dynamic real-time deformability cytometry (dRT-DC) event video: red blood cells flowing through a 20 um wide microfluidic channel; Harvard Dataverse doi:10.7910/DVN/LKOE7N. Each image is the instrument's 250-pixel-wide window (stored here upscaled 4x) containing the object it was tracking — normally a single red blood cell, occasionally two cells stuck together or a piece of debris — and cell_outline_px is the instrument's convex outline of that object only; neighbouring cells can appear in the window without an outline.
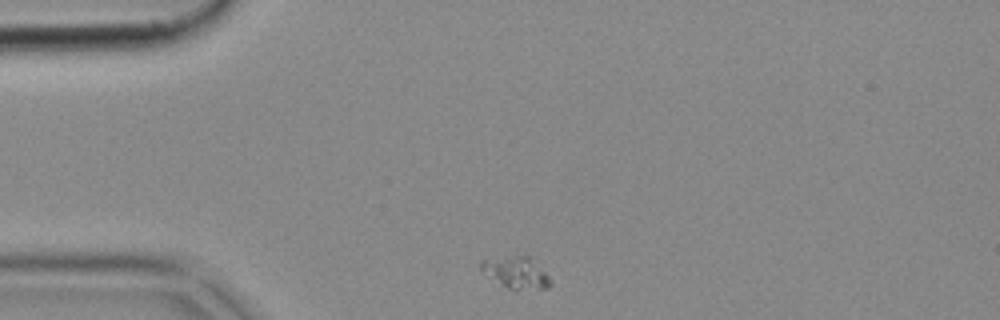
{"species": "common noctule bat (a hibernating species)", "species_latin": "Nyctalus noctula", "temperature_condition": "cold", "stored_images_in_passage": 34, "camera_frame_rate_fps": 3000, "um_per_image_px": 0.085, "animal": {"sex": "female", "body_mass_g": 18.4}, "frame": {"image": 1, "passage_image": 1, "time_ms": 0.0, "image_size_px": [1000, 320], "cell_outline_px": [[552, 284], [548, 288], [516, 292], [508, 288], [480, 268], [480, 264], [484, 260], [516, 256], [528, 256], [552, 280]], "centroid_in_image_um": [43.96, 23.23], "position_along_channel_um": 41.0, "area_um2": 12.43}}
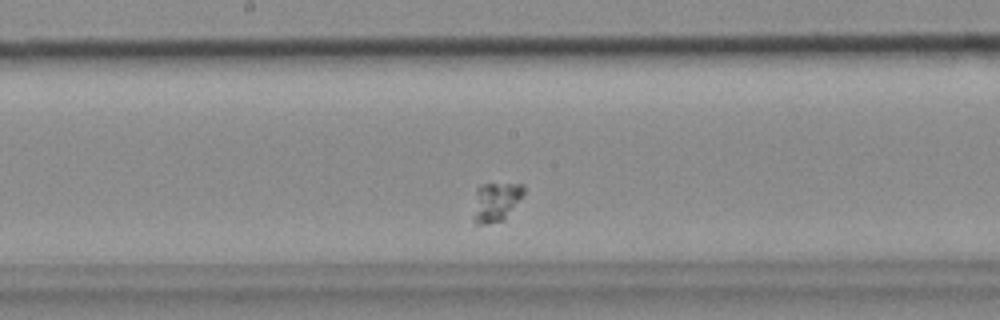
{"frame": {"image": 2, "passage_image": 17, "time_ms": 5.333, "image_size_px": [1000, 320], "cell_outline_px": [[524, 192], [504, 220], [484, 224], [476, 224], [472, 220], [472, 216], [476, 188], [480, 184], [524, 184]], "centroid_in_image_um": [42.09, 17.16], "position_along_channel_um": 206.1, "area_um2": 11.5}}
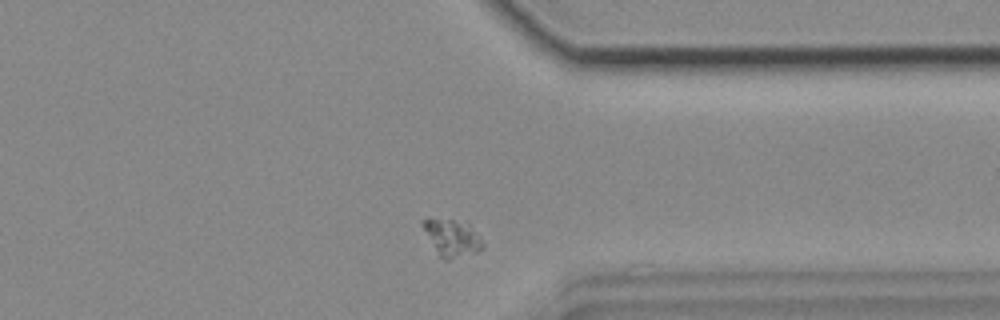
{"frame": {"image": 3, "passage_image": 31, "time_ms": 10.0, "image_size_px": [1000, 320], "cell_outline_px": [[484, 244], [476, 252], [448, 260], [444, 260], [440, 256], [420, 224], [424, 220], [452, 220], [472, 232]], "centroid_in_image_um": [38.34, 20.28], "position_along_channel_um": 373.1, "area_um2": 11.56}}